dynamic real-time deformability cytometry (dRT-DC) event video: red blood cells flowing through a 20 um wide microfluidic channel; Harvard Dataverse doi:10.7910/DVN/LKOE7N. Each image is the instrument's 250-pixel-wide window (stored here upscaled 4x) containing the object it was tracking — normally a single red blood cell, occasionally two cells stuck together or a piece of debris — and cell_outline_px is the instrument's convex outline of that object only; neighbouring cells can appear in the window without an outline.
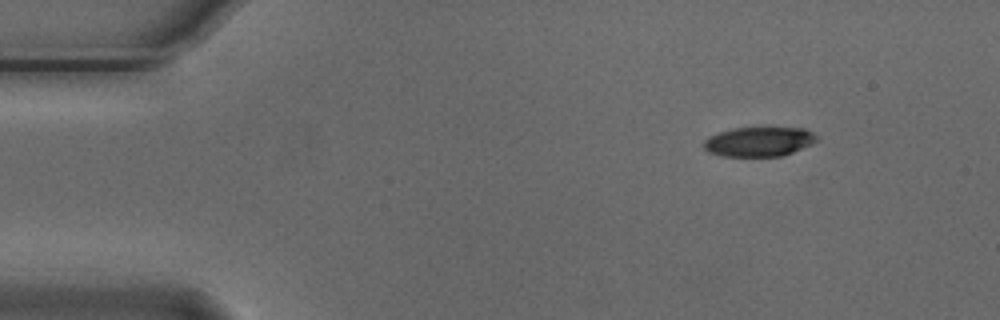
{"species": "Egyptian fruit bat (a non-hibernating species)", "species_latin": "Rousettus aegyptiacus", "temperature_condition": "cold", "stored_images_in_passage": 4, "camera_frame_rate_fps": 3000, "um_per_image_px": 0.085, "animal": {"sex": "male"}, "frame": {"image": 1, "passage_image": 1, "time_ms": 0.0, "image_size_px": [1000, 320], "cell_outline_px": [[820, 136], [812, 144], [792, 152], [780, 156], [724, 156], [708, 152], [704, 148], [704, 140], [708, 136], [732, 128], [804, 128]], "centroid_in_image_um": [64.51, 12.04], "position_along_channel_um": 20.5, "area_um2": 19.36}}
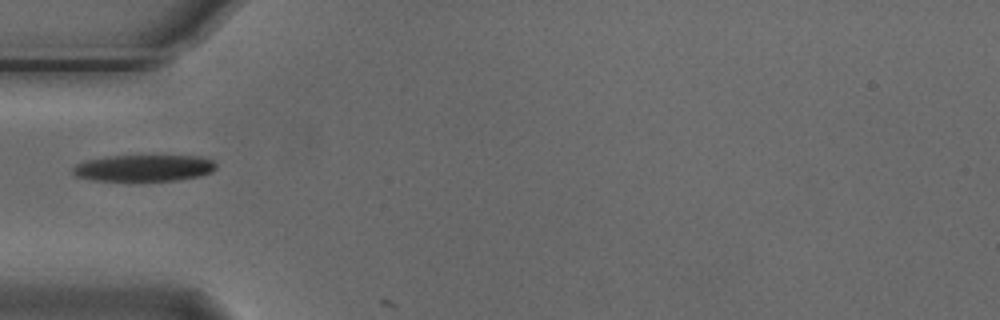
{"frame": {"image": 2, "passage_image": 4, "time_ms": 1.0, "image_size_px": [1000, 320], "cell_outline_px": [[216, 168], [212, 172], [200, 176], [176, 180], [92, 180], [76, 176], [72, 172], [72, 168], [76, 164], [88, 160], [108, 156], [200, 156], [212, 160], [216, 164]], "centroid_in_image_um": [12.24, 14.28], "position_along_channel_um": 72.8, "area_um2": 21.96}}